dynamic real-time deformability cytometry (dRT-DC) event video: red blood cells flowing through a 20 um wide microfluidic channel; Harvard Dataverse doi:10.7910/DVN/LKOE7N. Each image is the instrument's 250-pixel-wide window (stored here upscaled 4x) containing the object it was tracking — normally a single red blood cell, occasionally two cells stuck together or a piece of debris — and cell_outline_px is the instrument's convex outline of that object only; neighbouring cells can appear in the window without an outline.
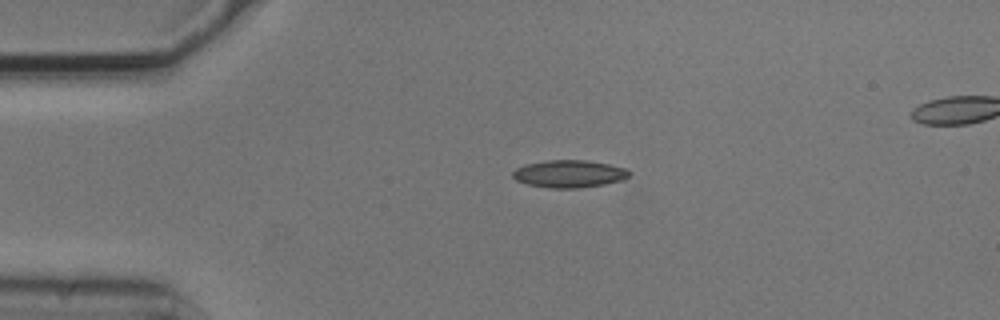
{"species": "common noctule bat (a hibernating species)", "species_latin": "Nyctalus noctula", "temperature_condition": "cold", "stored_images_in_passage": 3, "segment_of_instrument_passage": [1, 2], "camera_frame_rate_fps": 3000, "um_per_image_px": 0.085, "animal": {"sex": "male", "body_mass_g": 20.5, "forearm_length_mm": 52.5}, "frame": {"image": 1, "passage_image": 1, "time_ms": 0.0, "image_size_px": [1000, 320], "cell_outline_px": [[632, 172], [624, 180], [604, 184], [580, 188], [552, 188], [528, 184], [516, 180], [512, 176], [512, 172], [516, 168], [524, 164], [548, 160], [588, 160], [628, 168]], "centroid_in_image_um": [48.41, 14.77], "position_along_channel_um": 36.6, "area_um2": 18.79}}